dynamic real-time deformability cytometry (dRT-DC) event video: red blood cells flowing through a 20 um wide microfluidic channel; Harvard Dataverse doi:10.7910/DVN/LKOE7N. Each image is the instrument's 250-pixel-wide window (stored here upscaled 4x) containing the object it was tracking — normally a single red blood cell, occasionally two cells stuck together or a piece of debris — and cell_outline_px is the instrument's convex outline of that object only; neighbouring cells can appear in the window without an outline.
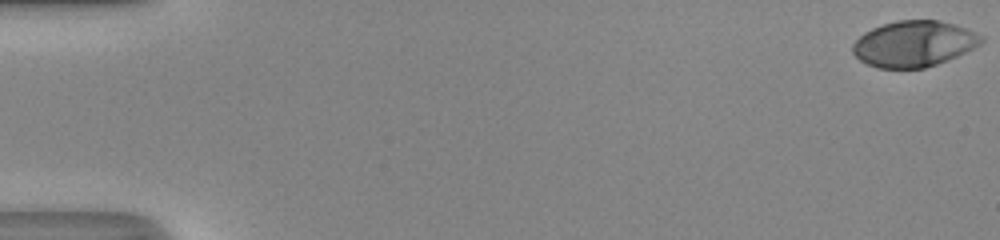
{"species": "human", "species_latin": "Homo sapiens", "temperature_condition": "room temperature", "stored_images_in_passage": 46, "camera_frame_rate_fps": 3000, "um_per_image_px": 0.085, "donor": {"sex": "male"}, "frame": {"image": 1, "passage_image": 1, "time_ms": 0.0, "image_size_px": [1000, 240], "cell_outline_px": [[984, 40], [980, 44], [956, 56], [936, 64], [924, 68], [876, 68], [860, 60], [852, 52], [852, 44], [864, 32], [872, 28], [896, 20], [940, 20], [976, 32], [984, 36]], "centroid_in_image_um": [77.66, 3.72], "position_along_channel_um": 7.3, "area_um2": 34.22}}
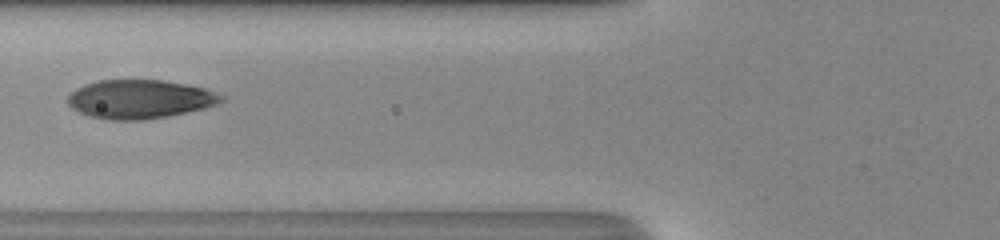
{"frame": {"image": 2, "passage_image": 22, "time_ms": 7.0, "image_size_px": [1000, 240], "cell_outline_px": [[224, 100], [220, 104], [204, 108], [168, 116], [144, 120], [108, 120], [88, 116], [72, 108], [68, 104], [68, 96], [76, 88], [84, 84], [100, 80], [164, 80], [204, 88], [224, 96]], "centroid_in_image_um": [11.88, 8.43], "position_along_channel_um": 113.9, "area_um2": 34.74}}
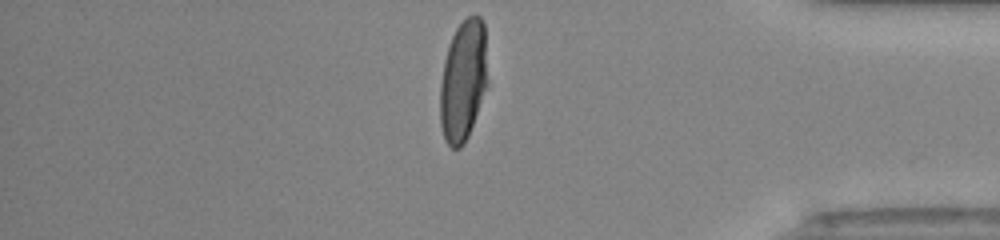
{"frame": {"image": 3, "passage_image": 44, "time_ms": 14.333, "image_size_px": [1000, 240], "cell_outline_px": [[488, 84], [468, 136], [464, 144], [460, 148], [452, 148], [444, 140], [440, 124], [440, 84], [444, 60], [452, 36], [456, 28], [468, 16], [480, 16], [484, 20], [488, 80]], "centroid_in_image_um": [39.38, 6.86], "position_along_channel_um": 395.8, "area_um2": 33.81}, "authors_computed_cell_mechanics": {"area_um2": 34.5933, "velocity_mm_per_s": 4.2036, "shape_relaxation_time_tau1_ms": 3.1762, "shape_relaxation_time_tau2_ms": null, "deformation_change_tau1": 0.1994, "deformation_change_tau2": null}}